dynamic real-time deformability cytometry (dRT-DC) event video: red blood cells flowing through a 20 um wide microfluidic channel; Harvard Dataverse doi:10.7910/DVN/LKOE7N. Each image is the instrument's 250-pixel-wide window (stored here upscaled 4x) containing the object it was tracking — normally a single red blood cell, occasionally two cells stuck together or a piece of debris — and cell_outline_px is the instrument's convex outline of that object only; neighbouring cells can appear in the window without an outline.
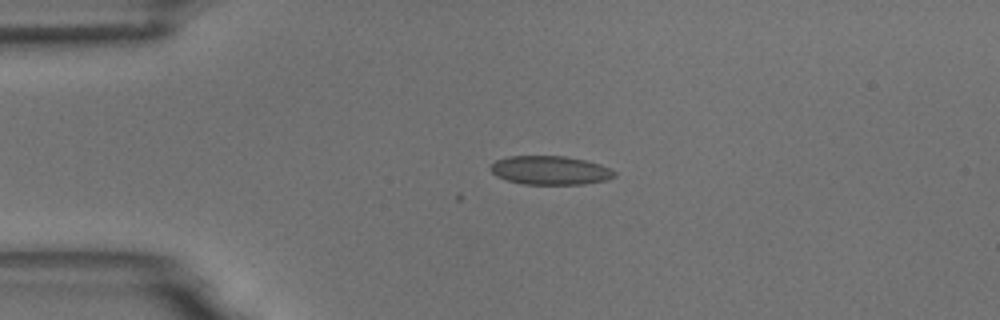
{"species": "common noctule bat (a hibernating species)", "species_latin": "Nyctalus noctula", "temperature_condition": "room temperature", "stored_images_in_passage": 3, "camera_frame_rate_fps": 3000, "um_per_image_px": 0.085, "animal": {"sex": "male", "body_mass_g": 18.8}, "frame": {"image": 1, "passage_image": 3, "time_ms": 0.667, "image_size_px": [1000, 320], "cell_outline_px": [[616, 176], [604, 180], [584, 184], [520, 184], [496, 176], [488, 168], [496, 160], [508, 156], [564, 156], [584, 160], [600, 164], [616, 172]], "centroid_in_image_um": [46.73, 14.48], "position_along_channel_um": 38.3, "area_um2": 20.69}}